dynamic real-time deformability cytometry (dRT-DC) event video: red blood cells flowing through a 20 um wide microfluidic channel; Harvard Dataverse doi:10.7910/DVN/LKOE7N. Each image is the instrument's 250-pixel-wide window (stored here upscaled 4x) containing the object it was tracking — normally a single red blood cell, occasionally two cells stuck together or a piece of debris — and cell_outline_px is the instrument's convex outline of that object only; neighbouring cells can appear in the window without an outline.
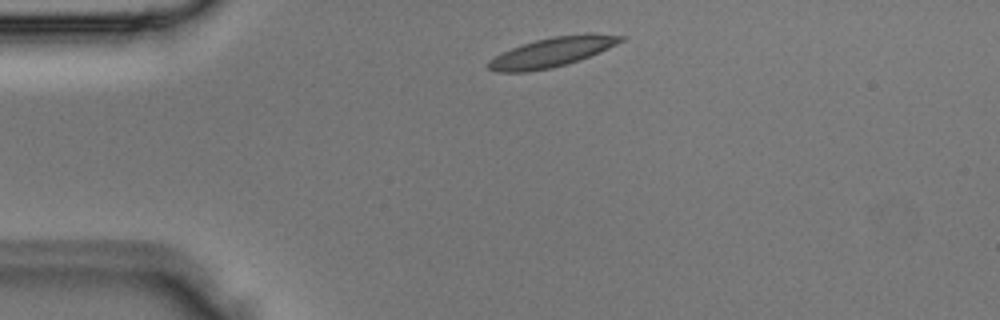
{"species": "Egyptian fruit bat (a non-hibernating species)", "species_latin": "Rousettus aegyptiacus", "temperature_condition": "room temperature", "stored_images_in_passage": 3, "segment_of_instrument_passage": [1, 2], "camera_frame_rate_fps": 3000, "um_per_image_px": 0.085, "animal": {"sex": "male"}, "frame": {"image": 1, "passage_image": 1, "time_ms": 0.0, "image_size_px": [1000, 320], "cell_outline_px": [[628, 36], [624, 40], [600, 52], [580, 60], [552, 68], [528, 72], [496, 72], [488, 68], [488, 60], [512, 48], [536, 40], [552, 36], [592, 32]], "centroid_in_image_um": [46.99, 4.42], "position_along_channel_um": 38.0, "area_um2": 22.89}}